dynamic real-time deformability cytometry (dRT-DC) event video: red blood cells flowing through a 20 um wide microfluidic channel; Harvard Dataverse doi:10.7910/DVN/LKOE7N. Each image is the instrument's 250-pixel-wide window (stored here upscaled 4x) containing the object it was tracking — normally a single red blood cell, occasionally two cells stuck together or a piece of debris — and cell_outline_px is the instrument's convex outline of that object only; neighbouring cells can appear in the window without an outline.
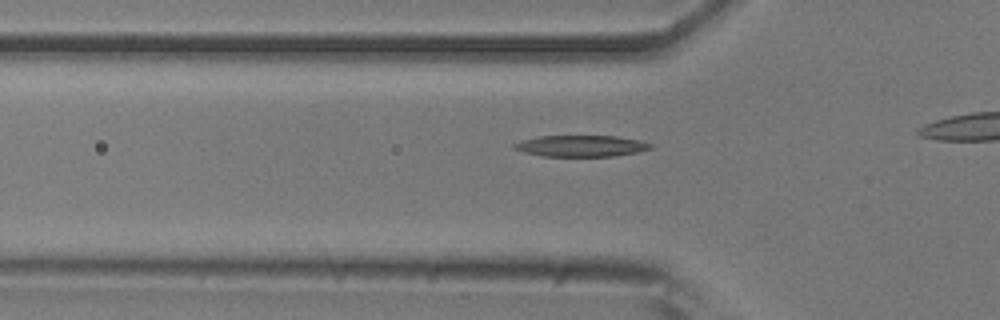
{"species": "common noctule bat (a hibernating species)", "species_latin": "Nyctalus noctula", "temperature_condition": "room temperature", "stored_images_in_passage": 14, "camera_frame_rate_fps": 3000, "um_per_image_px": 0.085, "animal": {"sex": "male", "body_mass_g": 20.5, "forearm_length_mm": 52.5}, "frame": {"image": 1, "passage_image": 8, "time_ms": 2.333, "image_size_px": [1000, 320], "cell_outline_px": [[652, 148], [636, 152], [616, 156], [544, 156], [524, 152], [512, 148], [512, 144], [524, 140], [540, 136], [616, 136], [640, 140], [652, 144]], "centroid_in_image_um": [49.4, 12.4], "position_along_channel_um": 76.4, "area_um2": 16.82}}
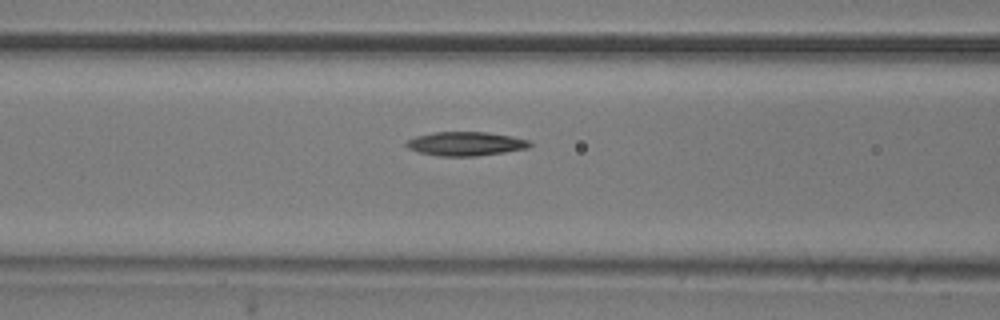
{"frame": {"image": 2, "passage_image": 12, "time_ms": 3.667, "image_size_px": [1000, 320], "cell_outline_px": [[532, 144], [528, 148], [504, 152], [476, 156], [440, 156], [420, 152], [408, 148], [404, 144], [408, 140], [416, 136], [436, 132], [484, 132], [512, 136], [528, 140]], "centroid_in_image_um": [39.58, 12.22], "position_along_channel_um": 127.0, "area_um2": 17.05}}